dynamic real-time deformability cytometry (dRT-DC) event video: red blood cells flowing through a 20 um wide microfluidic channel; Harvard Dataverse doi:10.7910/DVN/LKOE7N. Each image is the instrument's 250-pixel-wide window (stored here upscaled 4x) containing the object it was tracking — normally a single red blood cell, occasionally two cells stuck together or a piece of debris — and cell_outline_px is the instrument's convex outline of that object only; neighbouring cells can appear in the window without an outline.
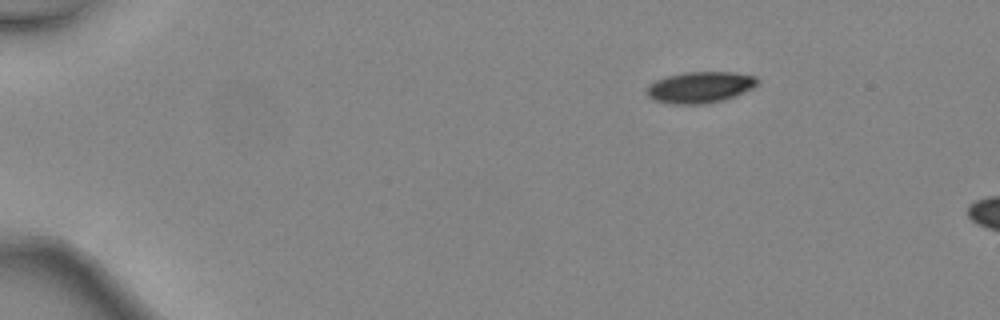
{"species": "common noctule bat (a hibernating species)", "species_latin": "Nyctalus noctula", "temperature_condition": "warm", "stored_images_in_passage": 5, "camera_frame_rate_fps": 3000, "um_per_image_px": 0.085, "animal": {"sex": "female", "body_mass_g": 24.6, "forearm_length_mm": 56.2}, "frame": {"image": 1, "passage_image": 1, "time_ms": 0.0, "image_size_px": [1000, 320], "cell_outline_px": [[760, 84], [744, 92], [724, 100], [704, 104], [672, 104], [656, 100], [648, 96], [648, 84], [656, 80], [668, 76], [684, 72], [732, 72], [756, 76], [760, 80]], "centroid_in_image_um": [59.56, 7.41], "position_along_channel_um": 25.4, "area_um2": 20.17}}